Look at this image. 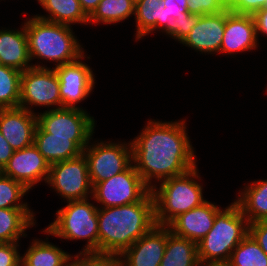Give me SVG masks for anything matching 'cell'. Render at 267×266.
<instances>
[{
    "label": "cell",
    "instance_id": "6da1fadb",
    "mask_svg": "<svg viewBox=\"0 0 267 266\" xmlns=\"http://www.w3.org/2000/svg\"><path fill=\"white\" fill-rule=\"evenodd\" d=\"M186 124L185 119L174 122L150 119L131 141L133 165L151 190L157 183L197 165Z\"/></svg>",
    "mask_w": 267,
    "mask_h": 266
},
{
    "label": "cell",
    "instance_id": "7a4b0ae2",
    "mask_svg": "<svg viewBox=\"0 0 267 266\" xmlns=\"http://www.w3.org/2000/svg\"><path fill=\"white\" fill-rule=\"evenodd\" d=\"M97 216L98 254L119 257L156 224L153 194L137 203L98 208Z\"/></svg>",
    "mask_w": 267,
    "mask_h": 266
},
{
    "label": "cell",
    "instance_id": "3957f363",
    "mask_svg": "<svg viewBox=\"0 0 267 266\" xmlns=\"http://www.w3.org/2000/svg\"><path fill=\"white\" fill-rule=\"evenodd\" d=\"M31 62L34 59L53 62L58 67L85 54L72 26L32 16L24 22Z\"/></svg>",
    "mask_w": 267,
    "mask_h": 266
},
{
    "label": "cell",
    "instance_id": "277c9868",
    "mask_svg": "<svg viewBox=\"0 0 267 266\" xmlns=\"http://www.w3.org/2000/svg\"><path fill=\"white\" fill-rule=\"evenodd\" d=\"M249 234V222L234 201L221 209L211 230L197 243L201 266L226 265L231 253Z\"/></svg>",
    "mask_w": 267,
    "mask_h": 266
},
{
    "label": "cell",
    "instance_id": "5b68a950",
    "mask_svg": "<svg viewBox=\"0 0 267 266\" xmlns=\"http://www.w3.org/2000/svg\"><path fill=\"white\" fill-rule=\"evenodd\" d=\"M196 179L202 181L197 165L186 173L166 179L152 188L157 225L167 226L181 213L188 212L206 201L203 185Z\"/></svg>",
    "mask_w": 267,
    "mask_h": 266
},
{
    "label": "cell",
    "instance_id": "8992f818",
    "mask_svg": "<svg viewBox=\"0 0 267 266\" xmlns=\"http://www.w3.org/2000/svg\"><path fill=\"white\" fill-rule=\"evenodd\" d=\"M90 199L66 202L56 211V219L41 232L64 240H86L79 254H98V206Z\"/></svg>",
    "mask_w": 267,
    "mask_h": 266
},
{
    "label": "cell",
    "instance_id": "52a82bcc",
    "mask_svg": "<svg viewBox=\"0 0 267 266\" xmlns=\"http://www.w3.org/2000/svg\"><path fill=\"white\" fill-rule=\"evenodd\" d=\"M36 114L38 125L50 137L70 138L82 151L95 133L96 121L85 109L60 108Z\"/></svg>",
    "mask_w": 267,
    "mask_h": 266
},
{
    "label": "cell",
    "instance_id": "ba28073f",
    "mask_svg": "<svg viewBox=\"0 0 267 266\" xmlns=\"http://www.w3.org/2000/svg\"><path fill=\"white\" fill-rule=\"evenodd\" d=\"M83 150L92 187L125 171L132 163L131 141H92ZM93 143H92V142Z\"/></svg>",
    "mask_w": 267,
    "mask_h": 266
},
{
    "label": "cell",
    "instance_id": "9c48e42d",
    "mask_svg": "<svg viewBox=\"0 0 267 266\" xmlns=\"http://www.w3.org/2000/svg\"><path fill=\"white\" fill-rule=\"evenodd\" d=\"M59 88L60 83L54 68L31 67L21 74L19 107L32 113H36L34 106L47 107L48 110L60 109Z\"/></svg>",
    "mask_w": 267,
    "mask_h": 266
},
{
    "label": "cell",
    "instance_id": "30bf717a",
    "mask_svg": "<svg viewBox=\"0 0 267 266\" xmlns=\"http://www.w3.org/2000/svg\"><path fill=\"white\" fill-rule=\"evenodd\" d=\"M150 191L132 163L125 171L95 184L91 199L98 208L122 206L141 201Z\"/></svg>",
    "mask_w": 267,
    "mask_h": 266
},
{
    "label": "cell",
    "instance_id": "8fae6325",
    "mask_svg": "<svg viewBox=\"0 0 267 266\" xmlns=\"http://www.w3.org/2000/svg\"><path fill=\"white\" fill-rule=\"evenodd\" d=\"M46 183L67 202L92 198L88 163L83 153L50 165Z\"/></svg>",
    "mask_w": 267,
    "mask_h": 266
},
{
    "label": "cell",
    "instance_id": "7c38bea8",
    "mask_svg": "<svg viewBox=\"0 0 267 266\" xmlns=\"http://www.w3.org/2000/svg\"><path fill=\"white\" fill-rule=\"evenodd\" d=\"M85 54L74 62L54 67L60 83L61 108L83 109L78 103L86 100L95 87V75L88 64L82 62Z\"/></svg>",
    "mask_w": 267,
    "mask_h": 266
},
{
    "label": "cell",
    "instance_id": "4fadbf2b",
    "mask_svg": "<svg viewBox=\"0 0 267 266\" xmlns=\"http://www.w3.org/2000/svg\"><path fill=\"white\" fill-rule=\"evenodd\" d=\"M50 164L34 144L14 151L5 167L0 171L31 190L40 182H47Z\"/></svg>",
    "mask_w": 267,
    "mask_h": 266
},
{
    "label": "cell",
    "instance_id": "5bb4252c",
    "mask_svg": "<svg viewBox=\"0 0 267 266\" xmlns=\"http://www.w3.org/2000/svg\"><path fill=\"white\" fill-rule=\"evenodd\" d=\"M253 15L237 14L225 10V28L220 52L230 56L255 51L259 43ZM237 53V54H236Z\"/></svg>",
    "mask_w": 267,
    "mask_h": 266
},
{
    "label": "cell",
    "instance_id": "9a60e30c",
    "mask_svg": "<svg viewBox=\"0 0 267 266\" xmlns=\"http://www.w3.org/2000/svg\"><path fill=\"white\" fill-rule=\"evenodd\" d=\"M167 242V226L155 224L119 257L123 266H160Z\"/></svg>",
    "mask_w": 267,
    "mask_h": 266
},
{
    "label": "cell",
    "instance_id": "2e32d148",
    "mask_svg": "<svg viewBox=\"0 0 267 266\" xmlns=\"http://www.w3.org/2000/svg\"><path fill=\"white\" fill-rule=\"evenodd\" d=\"M37 114L22 107L0 109V132L14 151L34 143Z\"/></svg>",
    "mask_w": 267,
    "mask_h": 266
},
{
    "label": "cell",
    "instance_id": "e0dca14e",
    "mask_svg": "<svg viewBox=\"0 0 267 266\" xmlns=\"http://www.w3.org/2000/svg\"><path fill=\"white\" fill-rule=\"evenodd\" d=\"M224 28L225 11L200 15L196 25L181 43L201 54H217L223 41Z\"/></svg>",
    "mask_w": 267,
    "mask_h": 266
},
{
    "label": "cell",
    "instance_id": "ac0fdd59",
    "mask_svg": "<svg viewBox=\"0 0 267 266\" xmlns=\"http://www.w3.org/2000/svg\"><path fill=\"white\" fill-rule=\"evenodd\" d=\"M221 209L215 203L206 200L200 206L181 213L167 226L174 235L198 243L211 230L216 214Z\"/></svg>",
    "mask_w": 267,
    "mask_h": 266
},
{
    "label": "cell",
    "instance_id": "d6986e66",
    "mask_svg": "<svg viewBox=\"0 0 267 266\" xmlns=\"http://www.w3.org/2000/svg\"><path fill=\"white\" fill-rule=\"evenodd\" d=\"M28 37L25 30V24L18 30L3 28L0 29V64L12 67L21 72L31 67H47L30 63Z\"/></svg>",
    "mask_w": 267,
    "mask_h": 266
},
{
    "label": "cell",
    "instance_id": "ffe728a7",
    "mask_svg": "<svg viewBox=\"0 0 267 266\" xmlns=\"http://www.w3.org/2000/svg\"><path fill=\"white\" fill-rule=\"evenodd\" d=\"M235 202L249 224L267 219V179L245 184Z\"/></svg>",
    "mask_w": 267,
    "mask_h": 266
},
{
    "label": "cell",
    "instance_id": "44dd1931",
    "mask_svg": "<svg viewBox=\"0 0 267 266\" xmlns=\"http://www.w3.org/2000/svg\"><path fill=\"white\" fill-rule=\"evenodd\" d=\"M33 144L50 165L76 158L83 153L70 138L50 137V133H46L39 125Z\"/></svg>",
    "mask_w": 267,
    "mask_h": 266
},
{
    "label": "cell",
    "instance_id": "7402d4cb",
    "mask_svg": "<svg viewBox=\"0 0 267 266\" xmlns=\"http://www.w3.org/2000/svg\"><path fill=\"white\" fill-rule=\"evenodd\" d=\"M33 239L21 260L24 266H69L72 254L48 241Z\"/></svg>",
    "mask_w": 267,
    "mask_h": 266
},
{
    "label": "cell",
    "instance_id": "603a6c76",
    "mask_svg": "<svg viewBox=\"0 0 267 266\" xmlns=\"http://www.w3.org/2000/svg\"><path fill=\"white\" fill-rule=\"evenodd\" d=\"M31 209H0V243L19 242L26 231L36 225Z\"/></svg>",
    "mask_w": 267,
    "mask_h": 266
},
{
    "label": "cell",
    "instance_id": "cb8c5ba5",
    "mask_svg": "<svg viewBox=\"0 0 267 266\" xmlns=\"http://www.w3.org/2000/svg\"><path fill=\"white\" fill-rule=\"evenodd\" d=\"M160 266H201L197 243L174 235L167 226V242Z\"/></svg>",
    "mask_w": 267,
    "mask_h": 266
},
{
    "label": "cell",
    "instance_id": "d4e9b609",
    "mask_svg": "<svg viewBox=\"0 0 267 266\" xmlns=\"http://www.w3.org/2000/svg\"><path fill=\"white\" fill-rule=\"evenodd\" d=\"M47 15L38 18L65 25L88 24V16L82 10L79 0H37Z\"/></svg>",
    "mask_w": 267,
    "mask_h": 266
},
{
    "label": "cell",
    "instance_id": "484cf974",
    "mask_svg": "<svg viewBox=\"0 0 267 266\" xmlns=\"http://www.w3.org/2000/svg\"><path fill=\"white\" fill-rule=\"evenodd\" d=\"M199 18L198 14L165 10V6L161 2V20H158V31L161 30L160 32L181 44Z\"/></svg>",
    "mask_w": 267,
    "mask_h": 266
},
{
    "label": "cell",
    "instance_id": "4316f807",
    "mask_svg": "<svg viewBox=\"0 0 267 266\" xmlns=\"http://www.w3.org/2000/svg\"><path fill=\"white\" fill-rule=\"evenodd\" d=\"M133 0H100L97 8L88 17V24H116L134 16Z\"/></svg>",
    "mask_w": 267,
    "mask_h": 266
},
{
    "label": "cell",
    "instance_id": "83f0119b",
    "mask_svg": "<svg viewBox=\"0 0 267 266\" xmlns=\"http://www.w3.org/2000/svg\"><path fill=\"white\" fill-rule=\"evenodd\" d=\"M163 0H137L135 2V42L153 31H158V20H161V2Z\"/></svg>",
    "mask_w": 267,
    "mask_h": 266
},
{
    "label": "cell",
    "instance_id": "f1b7e54d",
    "mask_svg": "<svg viewBox=\"0 0 267 266\" xmlns=\"http://www.w3.org/2000/svg\"><path fill=\"white\" fill-rule=\"evenodd\" d=\"M227 266H267V255L248 234L233 250Z\"/></svg>",
    "mask_w": 267,
    "mask_h": 266
},
{
    "label": "cell",
    "instance_id": "f546056e",
    "mask_svg": "<svg viewBox=\"0 0 267 266\" xmlns=\"http://www.w3.org/2000/svg\"><path fill=\"white\" fill-rule=\"evenodd\" d=\"M22 72L0 64V109L19 107Z\"/></svg>",
    "mask_w": 267,
    "mask_h": 266
},
{
    "label": "cell",
    "instance_id": "4dcf8cb0",
    "mask_svg": "<svg viewBox=\"0 0 267 266\" xmlns=\"http://www.w3.org/2000/svg\"><path fill=\"white\" fill-rule=\"evenodd\" d=\"M29 190L20 182L0 172V209H31L22 201Z\"/></svg>",
    "mask_w": 267,
    "mask_h": 266
},
{
    "label": "cell",
    "instance_id": "1f68e13d",
    "mask_svg": "<svg viewBox=\"0 0 267 266\" xmlns=\"http://www.w3.org/2000/svg\"><path fill=\"white\" fill-rule=\"evenodd\" d=\"M118 257L102 254H79L71 257L69 266H114Z\"/></svg>",
    "mask_w": 267,
    "mask_h": 266
},
{
    "label": "cell",
    "instance_id": "d6a6232c",
    "mask_svg": "<svg viewBox=\"0 0 267 266\" xmlns=\"http://www.w3.org/2000/svg\"><path fill=\"white\" fill-rule=\"evenodd\" d=\"M188 12L191 14H218L228 8V0H188Z\"/></svg>",
    "mask_w": 267,
    "mask_h": 266
},
{
    "label": "cell",
    "instance_id": "836d02e7",
    "mask_svg": "<svg viewBox=\"0 0 267 266\" xmlns=\"http://www.w3.org/2000/svg\"><path fill=\"white\" fill-rule=\"evenodd\" d=\"M267 0H228V9L237 14L254 15L264 8Z\"/></svg>",
    "mask_w": 267,
    "mask_h": 266
},
{
    "label": "cell",
    "instance_id": "e575fe53",
    "mask_svg": "<svg viewBox=\"0 0 267 266\" xmlns=\"http://www.w3.org/2000/svg\"><path fill=\"white\" fill-rule=\"evenodd\" d=\"M18 243H0V266H13L21 259Z\"/></svg>",
    "mask_w": 267,
    "mask_h": 266
},
{
    "label": "cell",
    "instance_id": "d590c367",
    "mask_svg": "<svg viewBox=\"0 0 267 266\" xmlns=\"http://www.w3.org/2000/svg\"><path fill=\"white\" fill-rule=\"evenodd\" d=\"M249 234L267 255V219L250 223Z\"/></svg>",
    "mask_w": 267,
    "mask_h": 266
},
{
    "label": "cell",
    "instance_id": "8d00e7d4",
    "mask_svg": "<svg viewBox=\"0 0 267 266\" xmlns=\"http://www.w3.org/2000/svg\"><path fill=\"white\" fill-rule=\"evenodd\" d=\"M253 17L256 23V33L259 43L260 35L267 36V9L257 11Z\"/></svg>",
    "mask_w": 267,
    "mask_h": 266
},
{
    "label": "cell",
    "instance_id": "74e56055",
    "mask_svg": "<svg viewBox=\"0 0 267 266\" xmlns=\"http://www.w3.org/2000/svg\"><path fill=\"white\" fill-rule=\"evenodd\" d=\"M13 153L14 150L12 149L11 145L0 132V171L8 163Z\"/></svg>",
    "mask_w": 267,
    "mask_h": 266
},
{
    "label": "cell",
    "instance_id": "f35d334b",
    "mask_svg": "<svg viewBox=\"0 0 267 266\" xmlns=\"http://www.w3.org/2000/svg\"><path fill=\"white\" fill-rule=\"evenodd\" d=\"M165 10L188 12V0H163Z\"/></svg>",
    "mask_w": 267,
    "mask_h": 266
},
{
    "label": "cell",
    "instance_id": "ab89813d",
    "mask_svg": "<svg viewBox=\"0 0 267 266\" xmlns=\"http://www.w3.org/2000/svg\"><path fill=\"white\" fill-rule=\"evenodd\" d=\"M82 10L89 17L97 8L100 0H79Z\"/></svg>",
    "mask_w": 267,
    "mask_h": 266
},
{
    "label": "cell",
    "instance_id": "60d3db41",
    "mask_svg": "<svg viewBox=\"0 0 267 266\" xmlns=\"http://www.w3.org/2000/svg\"><path fill=\"white\" fill-rule=\"evenodd\" d=\"M13 266H24L22 260L20 259L15 265Z\"/></svg>",
    "mask_w": 267,
    "mask_h": 266
},
{
    "label": "cell",
    "instance_id": "b9f144b4",
    "mask_svg": "<svg viewBox=\"0 0 267 266\" xmlns=\"http://www.w3.org/2000/svg\"><path fill=\"white\" fill-rule=\"evenodd\" d=\"M114 266H123L119 261Z\"/></svg>",
    "mask_w": 267,
    "mask_h": 266
},
{
    "label": "cell",
    "instance_id": "7bdbcfd3",
    "mask_svg": "<svg viewBox=\"0 0 267 266\" xmlns=\"http://www.w3.org/2000/svg\"><path fill=\"white\" fill-rule=\"evenodd\" d=\"M208 266H227V265H208Z\"/></svg>",
    "mask_w": 267,
    "mask_h": 266
},
{
    "label": "cell",
    "instance_id": "ee69618b",
    "mask_svg": "<svg viewBox=\"0 0 267 266\" xmlns=\"http://www.w3.org/2000/svg\"><path fill=\"white\" fill-rule=\"evenodd\" d=\"M263 9H267V2H266V4H265V6H264V8Z\"/></svg>",
    "mask_w": 267,
    "mask_h": 266
}]
</instances>
